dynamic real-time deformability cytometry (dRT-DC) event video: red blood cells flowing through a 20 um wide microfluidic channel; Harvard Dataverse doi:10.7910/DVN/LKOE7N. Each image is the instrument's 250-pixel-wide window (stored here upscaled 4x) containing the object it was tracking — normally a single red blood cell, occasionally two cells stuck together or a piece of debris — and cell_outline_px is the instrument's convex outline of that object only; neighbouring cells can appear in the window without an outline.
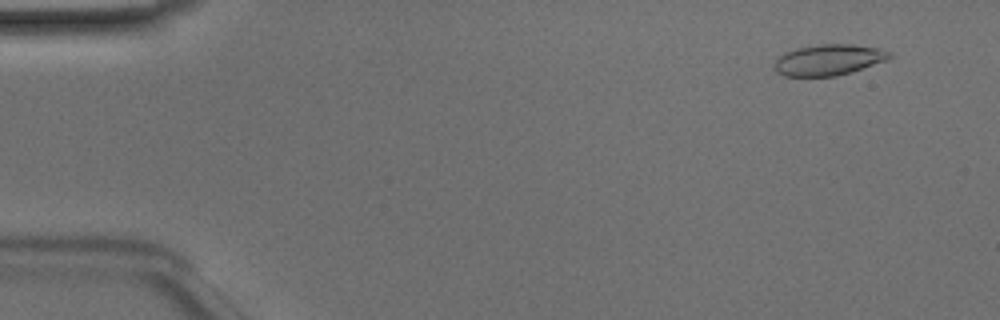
{"species": "Egyptian fruit bat (a non-hibernating species)", "species_latin": "Rousettus aegyptiacus", "temperature_condition": "room temperature", "stored_images_in_passage": 49, "camera_frame_rate_fps": 3000, "um_per_image_px": 0.085, "animal": {"sex": "male"}, "frame": {"image": 1, "passage_image": 4, "time_ms": 1.0, "image_size_px": [1000, 320], "cell_outline_px": [[892, 56], [888, 60], [836, 76], [784, 76], [776, 72], [772, 68], [772, 64], [784, 52], [796, 48], [816, 44], [852, 44], [880, 48], [892, 52]], "centroid_in_image_um": [70.41, 5.08], "position_along_channel_um": 14.6, "area_um2": 20.98}}
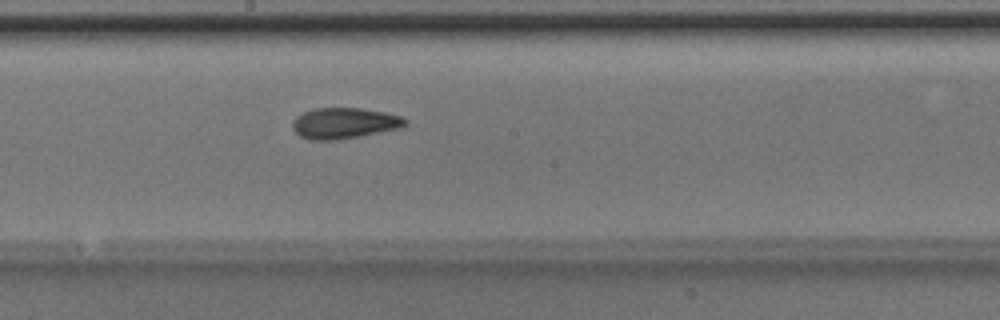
{"frame": {"image": 2, "passage_image": 27, "time_ms": 8.667, "image_size_px": [1000, 320], "cell_outline_px": [[408, 124], [400, 128], [360, 136], [336, 140], [308, 140], [300, 136], [292, 128], [292, 120], [296, 116], [304, 112], [316, 108], [360, 108], [384, 112], [400, 116], [408, 120]], "centroid_in_image_um": [29.25, 10.47], "position_along_channel_um": 219.0, "area_um2": 20.35}}
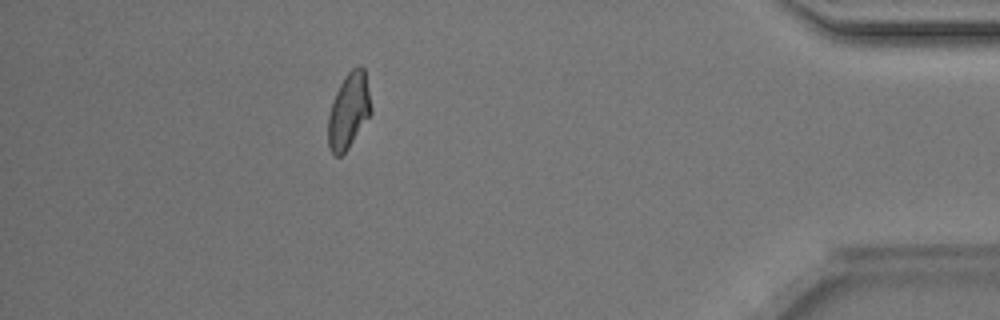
{"frame": {"image": 3, "passage_image": 44, "time_ms": 14.333, "image_size_px": [1000, 320], "cell_outline_px": [[372, 112], [348, 148], [340, 156], [336, 156], [332, 152], [328, 144], [328, 116], [332, 100], [344, 76], [352, 68], [364, 68], [372, 108]], "centroid_in_image_um": [29.63, 9.42], "position_along_channel_um": 405.6, "area_um2": 18.67}, "authors_computed_cell_mechanics": {"area_um2": 19.8832, "velocity_mm_per_s": 4.1212, "shape_relaxation_time_tau1_ms": 5.4627, "shape_relaxation_time_tau2_ms": 1.758, "deformation_change_tau1": 0.1357, "deformation_change_tau2": 0.0751}}